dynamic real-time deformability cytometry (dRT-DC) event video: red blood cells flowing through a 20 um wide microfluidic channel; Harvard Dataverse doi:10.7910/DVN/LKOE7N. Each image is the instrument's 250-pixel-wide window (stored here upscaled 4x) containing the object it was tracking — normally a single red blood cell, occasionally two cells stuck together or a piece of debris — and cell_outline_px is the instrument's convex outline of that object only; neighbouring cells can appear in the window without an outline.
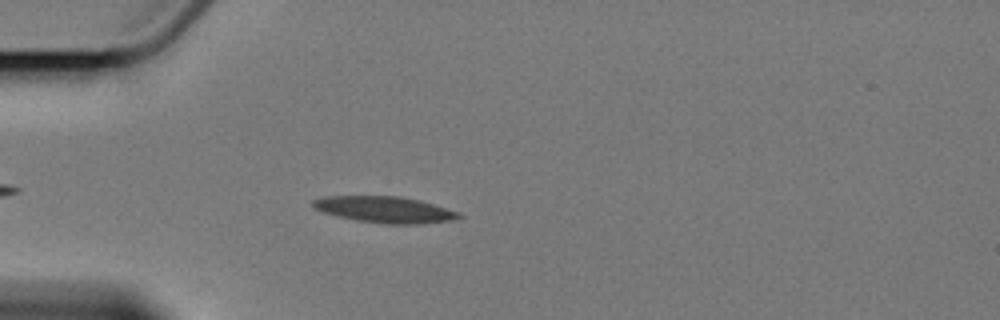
{"species": "Egyptian fruit bat (a non-hibernating species)", "species_latin": "Rousettus aegyptiacus", "temperature_condition": "cold", "stored_images_in_passage": 5, "camera_frame_rate_fps": 3000, "um_per_image_px": 0.085, "animal": {"sex": "female"}, "frame": {"image": 1, "passage_image": 5, "time_ms": 5.0, "image_size_px": [1000, 320], "cell_outline_px": [[464, 216], [452, 220], [424, 224], [384, 224], [356, 220], [324, 212], [316, 208], [312, 204], [312, 200], [324, 196], [400, 196], [420, 200], [460, 212]], "centroid_in_image_um": [32.76, 17.81], "position_along_channel_um": 52.2, "area_um2": 22.37}}